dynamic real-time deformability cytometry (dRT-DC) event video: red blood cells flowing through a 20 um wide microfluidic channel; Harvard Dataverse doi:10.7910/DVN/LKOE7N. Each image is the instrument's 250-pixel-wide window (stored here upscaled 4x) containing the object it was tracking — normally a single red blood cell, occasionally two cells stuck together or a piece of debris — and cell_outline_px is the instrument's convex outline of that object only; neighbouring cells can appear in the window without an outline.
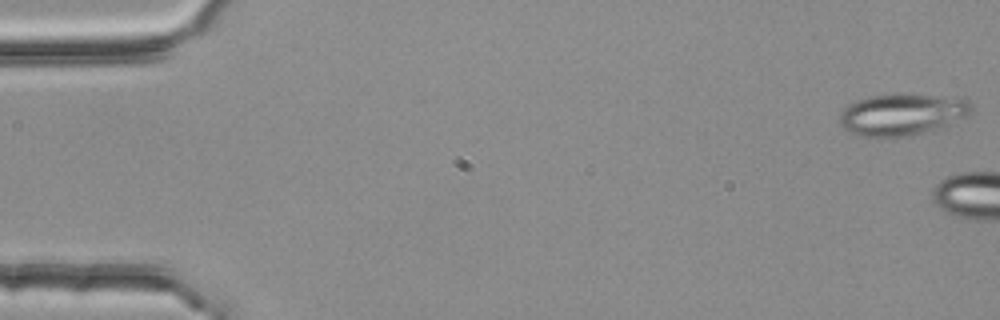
{"species": "common noctule bat (a hibernating species)", "species_latin": "Nyctalus noctula", "temperature_condition": "room temperature", "stored_images_in_passage": 5, "camera_frame_rate_fps": 3000, "um_per_image_px": 0.085, "animal": {"sex": "female", "body_mass_g": 25.1}, "frame": {"image": 1, "passage_image": 1, "time_ms": 0.0, "image_size_px": [1000, 320], "cell_outline_px": [[972, 112], [948, 124], [920, 132], [888, 140], [856, 136], [844, 128], [840, 124], [840, 112], [848, 104], [872, 96], [896, 92], [900, 92], [964, 96], [972, 104]], "centroid_in_image_um": [76.67, 9.7], "position_along_channel_um": 8.3, "area_um2": 33.0}}